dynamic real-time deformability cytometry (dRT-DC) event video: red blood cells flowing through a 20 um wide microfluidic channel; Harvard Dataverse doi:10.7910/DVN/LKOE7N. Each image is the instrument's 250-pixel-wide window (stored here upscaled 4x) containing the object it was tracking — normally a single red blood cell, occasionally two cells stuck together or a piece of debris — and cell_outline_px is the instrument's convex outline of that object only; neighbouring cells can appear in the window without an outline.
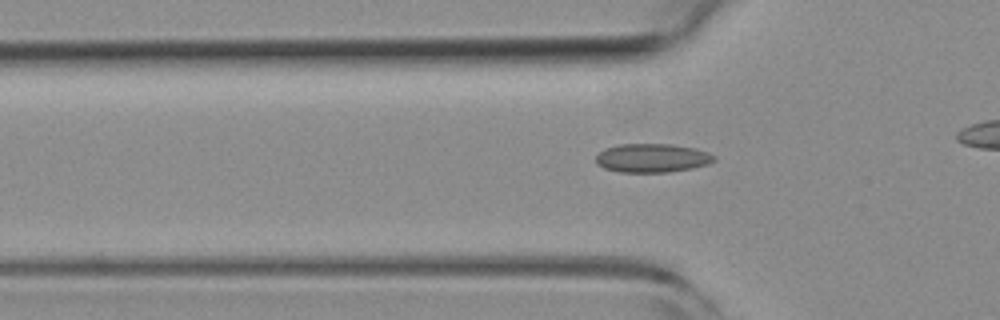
{"species": "common noctule bat (a hibernating species)", "species_latin": "Nyctalus noctula", "temperature_condition": "room temperature", "stored_images_in_passage": 43, "camera_frame_rate_fps": 3000, "um_per_image_px": 0.085, "animal": {"sex": "female", "body_mass_g": 19.3, "forearm_length_mm": 54.1}, "frame": {"image": 1, "passage_image": 17, "time_ms": 5.333, "image_size_px": [1000, 320], "cell_outline_px": [[716, 160], [708, 164], [692, 168], [668, 172], [620, 172], [604, 168], [596, 164], [596, 156], [604, 148], [620, 144], [672, 144], [696, 148], [708, 152], [716, 156]], "centroid_in_image_um": [55.44, 13.42], "position_along_channel_um": 70.4, "area_um2": 19.94}}
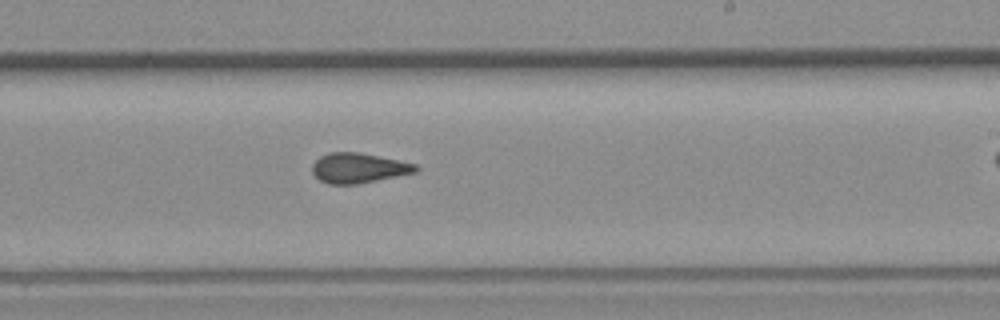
{"frame": {"image": 2, "passage_image": 32, "time_ms": 10.333, "image_size_px": [1000, 320], "cell_outline_px": [[420, 168], [416, 172], [356, 184], [328, 184], [320, 180], [312, 172], [312, 164], [320, 156], [328, 152], [360, 152], [416, 164]], "centroid_in_image_um": [30.45, 14.27], "position_along_channel_um": 258.5, "area_um2": 17.98}}
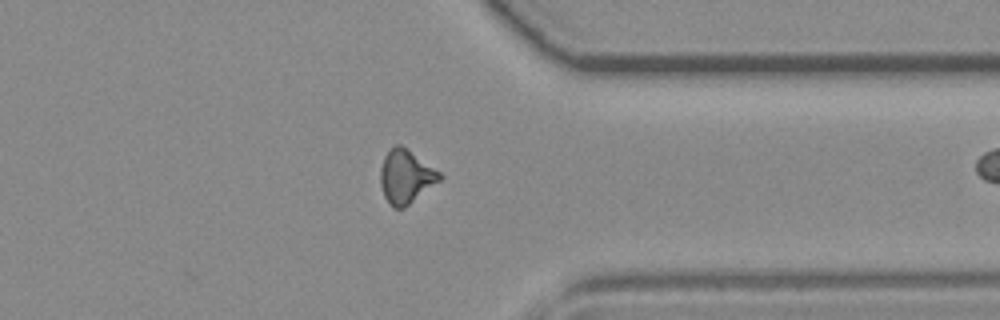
{"frame": {"image": 3, "passage_image": 42, "time_ms": 13.667, "image_size_px": [1000, 320], "cell_outline_px": [[444, 176], [440, 180], [404, 208], [392, 208], [384, 196], [380, 184], [380, 168], [384, 156], [396, 144], [400, 144], [440, 172]], "centroid_in_image_um": [34.48, 15.03], "position_along_channel_um": 376.9, "area_um2": 18.26}}